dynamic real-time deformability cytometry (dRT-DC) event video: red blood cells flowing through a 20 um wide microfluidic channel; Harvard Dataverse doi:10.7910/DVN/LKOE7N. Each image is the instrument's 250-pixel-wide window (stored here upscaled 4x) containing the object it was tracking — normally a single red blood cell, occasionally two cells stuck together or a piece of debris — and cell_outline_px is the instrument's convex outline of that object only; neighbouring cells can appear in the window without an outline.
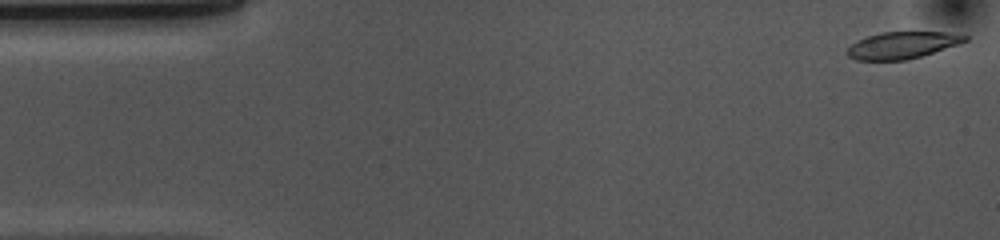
{"species": "common noctule bat (a hibernating species)", "species_latin": "Nyctalus noctula", "temperature_condition": "cold", "stored_images_in_passage": 53, "camera_frame_rate_fps": 3000, "um_per_image_px": 0.085, "animal": {"sex": "female", "body_mass_g": 10.0, "forearm_length_mm": 53.1}, "frame": {"image": 1, "passage_image": 1, "time_ms": 0.0, "image_size_px": [1000, 240], "cell_outline_px": [[968, 40], [920, 56], [904, 60], [856, 60], [848, 56], [848, 48], [852, 44], [868, 36], [880, 32], [944, 32], [968, 36]], "centroid_in_image_um": [76.66, 3.84], "position_along_channel_um": 8.3, "area_um2": 17.92}}
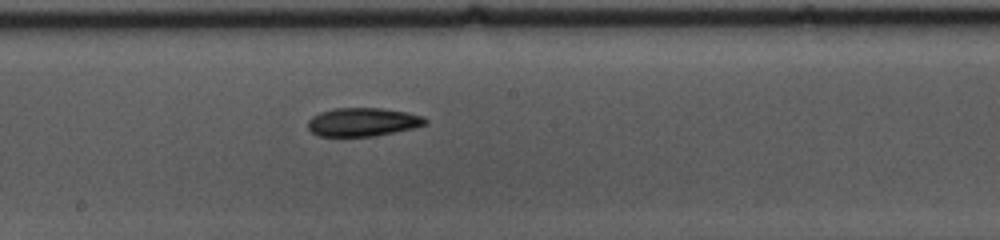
{"frame": {"image": 2, "passage_image": 27, "time_ms": 8.667, "image_size_px": [1000, 240], "cell_outline_px": [[428, 124], [412, 128], [372, 136], [316, 136], [308, 128], [308, 120], [312, 116], [320, 112], [332, 108], [380, 108], [408, 112], [424, 116], [428, 120]], "centroid_in_image_um": [30.83, 10.36], "position_along_channel_um": 217.4, "area_um2": 19.54}}
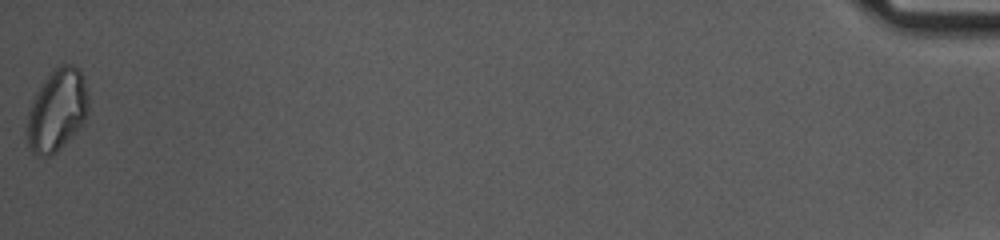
{"frame": {"image": 3, "passage_image": 53, "time_ms": 17.333, "image_size_px": [1000, 240], "cell_outline_px": [[88, 112], [84, 120], [72, 136], [56, 152], [48, 156], [36, 156], [28, 148], [24, 128], [28, 112], [32, 100], [36, 92], [48, 76], [60, 64], [72, 64], [80, 68], [84, 80], [88, 96]], "centroid_in_image_um": [4.81, 9.39], "position_along_channel_um": 430.4, "area_um2": 29.59}, "authors_computed_cell_mechanics": {"area_um2": 20.1144, "velocity_mm_per_s": 3.6683, "shape_relaxation_time_tau1_ms": 8.611, "shape_relaxation_time_tau2_ms": null, "deformation_change_tau1": 0.1744, "deformation_change_tau2": null}}